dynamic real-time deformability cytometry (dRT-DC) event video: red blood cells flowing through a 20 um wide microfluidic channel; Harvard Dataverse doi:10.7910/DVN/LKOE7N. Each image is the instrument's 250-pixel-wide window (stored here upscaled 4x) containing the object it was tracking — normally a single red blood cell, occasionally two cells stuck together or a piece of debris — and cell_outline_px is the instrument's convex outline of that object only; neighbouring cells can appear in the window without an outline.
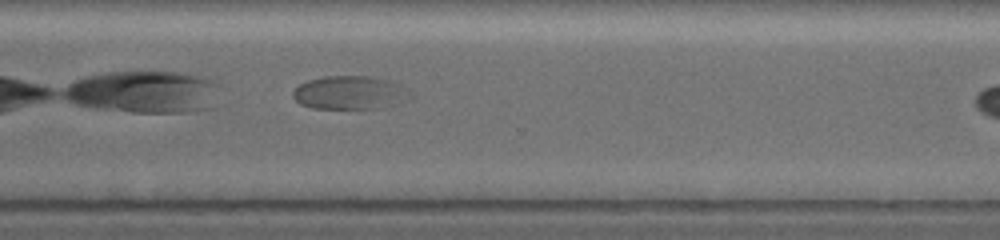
{"species": "common noctule bat (a hibernating species)", "species_latin": "Nyctalus noctula", "temperature_condition": "warm", "stored_images_in_passage": 30, "camera_frame_rate_fps": 3000, "um_per_image_px": 0.085, "animal": {"sex": "female", "body_mass_g": 19.5, "forearm_length_mm": 54.1}, "frame": {"image": 1, "passage_image": 22, "time_ms": 7.0, "image_size_px": [1000, 240], "cell_outline_px": [[396, 84], [380, 108], [312, 108], [300, 104], [292, 96], [292, 92], [300, 84], [308, 80], [328, 76], [368, 76], [388, 80]], "centroid_in_image_um": [29.21, 7.84], "position_along_channel_um": 341.4, "area_um2": 20.06}}